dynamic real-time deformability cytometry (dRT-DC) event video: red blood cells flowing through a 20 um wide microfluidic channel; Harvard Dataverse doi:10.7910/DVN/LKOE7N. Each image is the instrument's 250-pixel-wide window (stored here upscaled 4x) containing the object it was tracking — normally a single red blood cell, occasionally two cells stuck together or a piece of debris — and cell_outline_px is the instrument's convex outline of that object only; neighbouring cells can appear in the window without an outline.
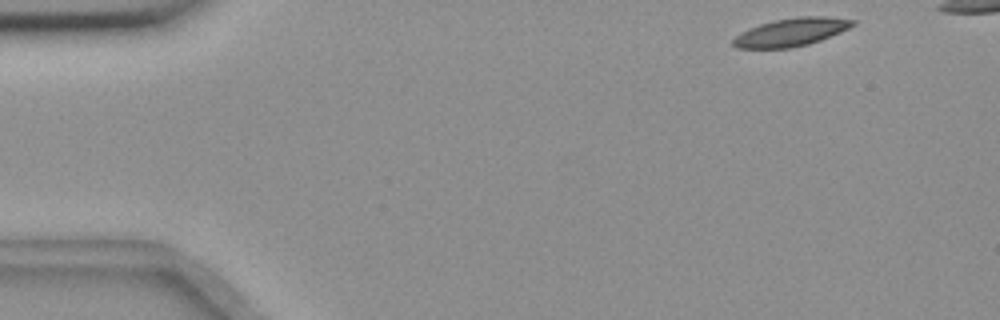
{"species": "common noctule bat (a hibernating species)", "species_latin": "Nyctalus noctula", "temperature_condition": "room temperature", "stored_images_in_passage": 13, "camera_frame_rate_fps": 3000, "um_per_image_px": 0.085, "animal": {"sex": "female", "body_mass_g": 18.4}, "frame": {"image": 1, "passage_image": 1, "time_ms": 0.0, "image_size_px": [1000, 320], "cell_outline_px": [[856, 24], [840, 32], [820, 40], [808, 44], [792, 48], [736, 48], [732, 44], [732, 40], [740, 32], [748, 28], [772, 20], [800, 16], [824, 16], [856, 20]], "centroid_in_image_um": [67.23, 2.73], "position_along_channel_um": 17.8, "area_um2": 19.59}}